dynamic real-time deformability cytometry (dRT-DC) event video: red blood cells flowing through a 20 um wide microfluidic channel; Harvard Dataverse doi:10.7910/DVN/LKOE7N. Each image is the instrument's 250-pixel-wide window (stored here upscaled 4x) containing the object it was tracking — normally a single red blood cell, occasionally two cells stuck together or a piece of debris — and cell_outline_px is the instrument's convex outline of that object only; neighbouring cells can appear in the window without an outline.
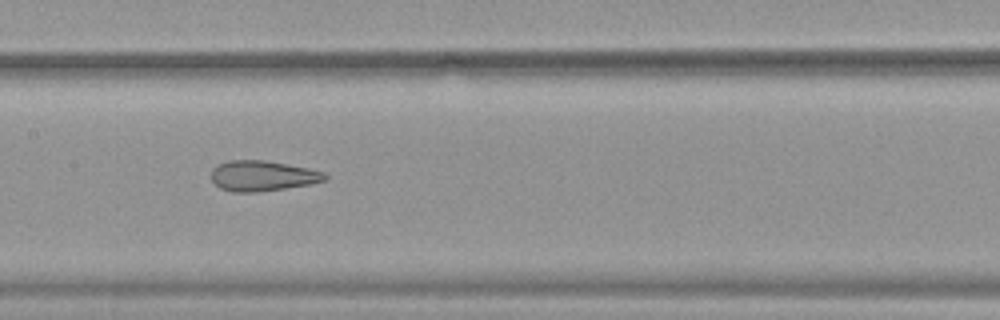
{"species": "common noctule bat (a hibernating species)", "species_latin": "Nyctalus noctula", "temperature_condition": "warm", "stored_images_in_passage": 27, "camera_frame_rate_fps": 3000, "um_per_image_px": 0.085, "animal": {"sex": "female", "body_mass_g": 19.9}, "frame": {"image": 1, "passage_image": 27, "time_ms": 8.667, "image_size_px": [1000, 320], "cell_outline_px": [[328, 180], [312, 184], [256, 192], [232, 192], [220, 188], [212, 180], [212, 168], [216, 164], [228, 160], [264, 160], [308, 168], [324, 172], [328, 176]], "centroid_in_image_um": [22.32, 14.94], "position_along_channel_um": 185.1, "area_um2": 20.23}}